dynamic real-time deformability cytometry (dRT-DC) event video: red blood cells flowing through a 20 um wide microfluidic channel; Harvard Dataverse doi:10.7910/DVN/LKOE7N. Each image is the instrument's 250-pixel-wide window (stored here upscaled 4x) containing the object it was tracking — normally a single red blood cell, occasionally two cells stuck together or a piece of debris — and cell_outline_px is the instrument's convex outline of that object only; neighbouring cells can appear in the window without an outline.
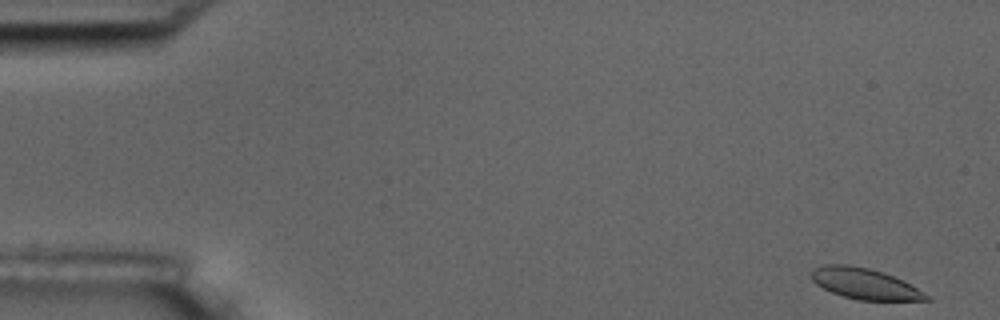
{"species": "common noctule bat (a hibernating species)", "species_latin": "Nyctalus noctula", "temperature_condition": "room temperature", "stored_images_in_passage": 5, "camera_frame_rate_fps": 3000, "um_per_image_px": 0.085, "animal": {"sex": "male", "body_mass_g": 17.5, "forearm_length_mm": 52.3}, "frame": {"image": 1, "passage_image": 1, "time_ms": 0.0, "image_size_px": [1000, 320], "cell_outline_px": [[932, 300], [860, 300], [844, 296], [832, 292], [816, 284], [812, 280], [812, 268], [824, 264], [848, 264], [868, 268], [884, 272], [904, 280], [932, 296]], "centroid_in_image_um": [73.55, 24.1], "position_along_channel_um": 11.5, "area_um2": 20.81}}